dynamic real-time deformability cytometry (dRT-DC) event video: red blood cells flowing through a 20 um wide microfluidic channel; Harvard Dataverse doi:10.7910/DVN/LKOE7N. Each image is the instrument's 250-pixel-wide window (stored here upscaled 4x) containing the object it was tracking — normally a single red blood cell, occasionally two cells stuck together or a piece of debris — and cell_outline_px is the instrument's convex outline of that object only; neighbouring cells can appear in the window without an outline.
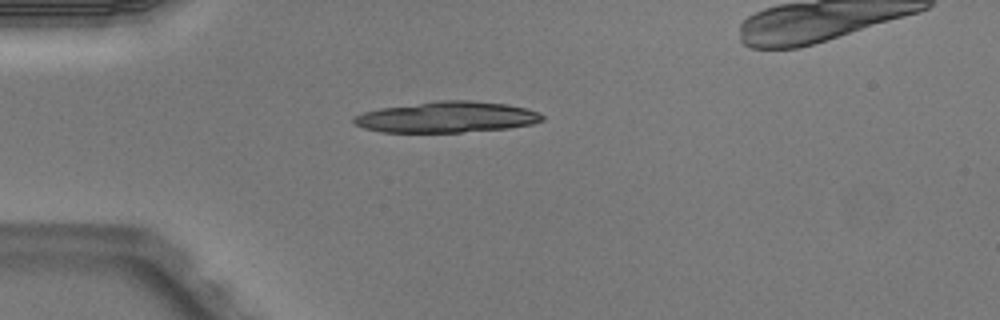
{"species": "Egyptian fruit bat (a non-hibernating species)", "species_latin": "Rousettus aegyptiacus", "temperature_condition": "warm", "stored_images_in_passage": 2, "camera_frame_rate_fps": 3000, "um_per_image_px": 0.085, "animal": {"sex": "male"}, "frame": {"image": 1, "passage_image": 1, "time_ms": 0.0, "image_size_px": [1000, 320], "cell_outline_px": [[544, 120], [532, 124], [508, 128], [460, 132], [380, 132], [364, 128], [352, 124], [352, 116], [364, 112], [380, 108], [436, 100], [472, 100], [508, 104], [524, 108], [536, 112], [544, 116]], "centroid_in_image_um": [37.93, 9.95], "position_along_channel_um": 47.1, "area_um2": 34.16}}